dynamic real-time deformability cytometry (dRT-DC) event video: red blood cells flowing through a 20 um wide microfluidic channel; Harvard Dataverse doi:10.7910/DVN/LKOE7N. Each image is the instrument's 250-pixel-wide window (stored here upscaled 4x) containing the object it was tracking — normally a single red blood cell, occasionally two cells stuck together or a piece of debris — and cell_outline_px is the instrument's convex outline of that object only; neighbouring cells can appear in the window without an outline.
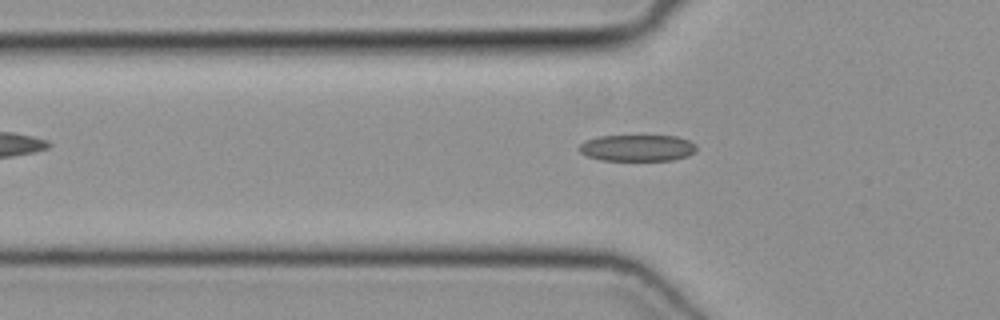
{"species": "common noctule bat (a hibernating species)", "species_latin": "Nyctalus noctula", "temperature_condition": "cold", "stored_images_in_passage": 40, "camera_frame_rate_fps": 3000, "um_per_image_px": 0.085, "animal": {"sex": "female", "body_mass_g": 19.3, "forearm_length_mm": 54.1}, "frame": {"image": 1, "passage_image": 11, "time_ms": 3.333, "image_size_px": [1000, 320], "cell_outline_px": [[696, 152], [688, 156], [672, 160], [600, 160], [588, 156], [580, 152], [580, 144], [584, 140], [596, 136], [676, 136], [688, 140], [696, 144]], "centroid_in_image_um": [54.18, 12.57], "position_along_channel_um": 71.6, "area_um2": 18.15}}
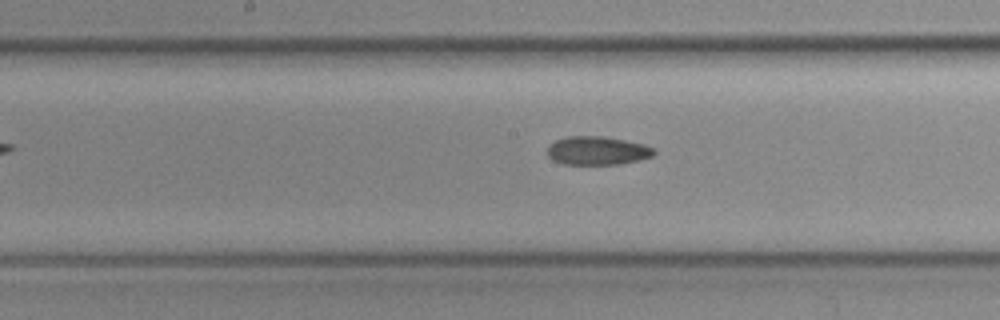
{"frame": {"image": 2, "passage_image": 20, "time_ms": 6.333, "image_size_px": [1000, 320], "cell_outline_px": [[656, 152], [652, 156], [620, 164], [564, 164], [552, 160], [548, 156], [548, 144], [556, 140], [568, 136], [600, 136], [624, 140], [644, 144], [652, 148]], "centroid_in_image_um": [50.73, 12.8], "position_along_channel_um": 197.5, "area_um2": 17.57}}
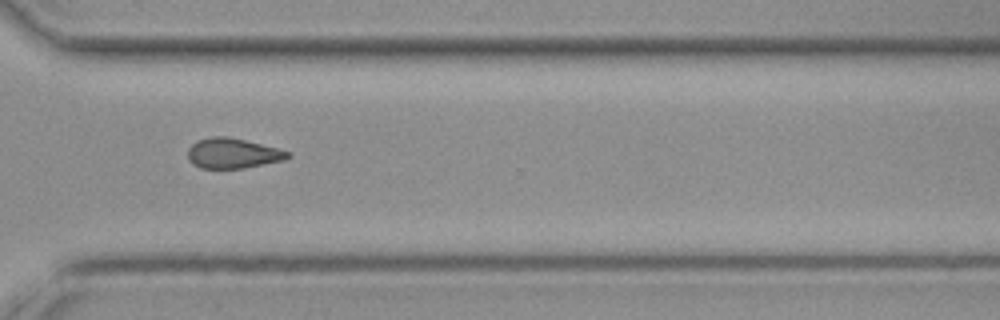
{"frame": {"image": 3, "passage_image": 31, "time_ms": 10.0, "image_size_px": [1000, 320], "cell_outline_px": [[292, 156], [284, 160], [244, 168], [200, 168], [192, 164], [188, 160], [188, 148], [196, 140], [212, 136], [228, 136], [292, 152]], "centroid_in_image_um": [19.77, 13.03], "position_along_channel_um": 350.8, "area_um2": 17.63}}